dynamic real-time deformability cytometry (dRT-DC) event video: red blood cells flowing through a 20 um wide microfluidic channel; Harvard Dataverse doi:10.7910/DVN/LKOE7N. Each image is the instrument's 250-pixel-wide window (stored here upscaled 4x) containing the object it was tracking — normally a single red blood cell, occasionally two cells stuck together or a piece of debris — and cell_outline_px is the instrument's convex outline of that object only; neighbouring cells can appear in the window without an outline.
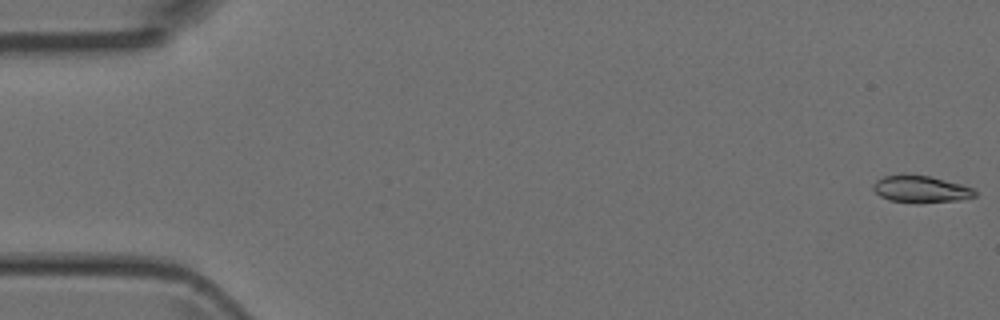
{"species": "Egyptian fruit bat (a non-hibernating species)", "species_latin": "Rousettus aegyptiacus", "temperature_condition": "room temperature", "stored_images_in_passage": 5, "camera_frame_rate_fps": 3000, "um_per_image_px": 0.085, "animal": {"sex": "female"}, "frame": {"image": 1, "passage_image": 1, "time_ms": 0.0, "image_size_px": [1000, 320], "cell_outline_px": [[976, 196], [960, 200], [916, 204], [888, 200], [880, 196], [872, 188], [872, 184], [876, 180], [884, 176], [928, 176], [960, 184], [972, 188], [976, 192]], "centroid_in_image_um": [78.26, 16.12], "position_along_channel_um": 6.7, "area_um2": 15.78}}
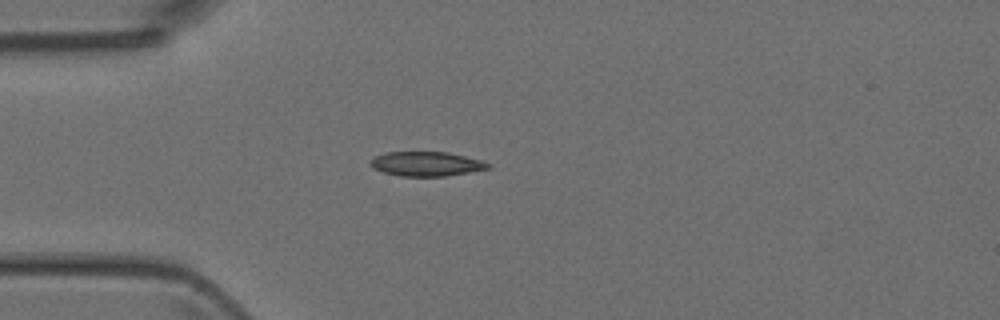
{"frame": {"image": 2, "passage_image": 4, "time_ms": 4.333, "image_size_px": [1000, 320], "cell_outline_px": [[492, 168], [444, 176], [400, 176], [384, 172], [372, 168], [372, 160], [376, 156], [388, 152], [448, 152], [480, 160], [492, 164]], "centroid_in_image_um": [36.28, 13.93], "position_along_channel_um": 48.7, "area_um2": 16.53}}